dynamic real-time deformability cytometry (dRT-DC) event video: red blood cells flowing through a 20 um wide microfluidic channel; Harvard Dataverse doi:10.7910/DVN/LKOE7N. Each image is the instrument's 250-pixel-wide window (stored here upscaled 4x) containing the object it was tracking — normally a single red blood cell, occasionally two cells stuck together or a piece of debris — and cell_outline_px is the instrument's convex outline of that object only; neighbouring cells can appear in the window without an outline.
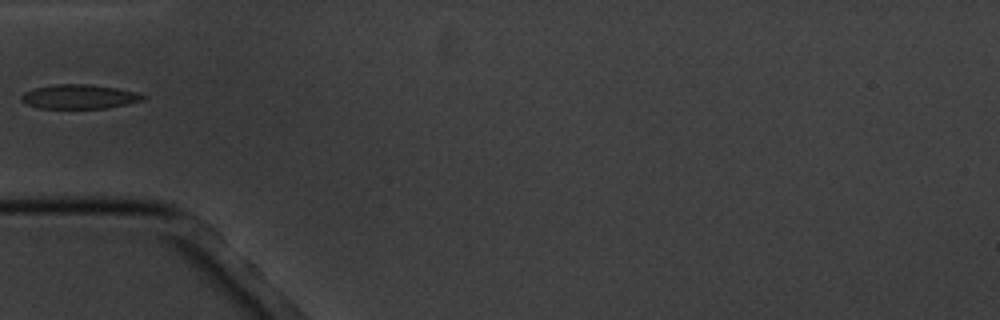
{"species": "common noctule bat (a hibernating species)", "species_latin": "Nyctalus noctula", "temperature_condition": "cold", "stored_images_in_passage": 5, "camera_frame_rate_fps": 3000, "um_per_image_px": 0.085, "animal": {"sex": "male", "body_mass_g": 20.1, "forearm_length_mm": 53.5}, "frame": {"image": 1, "passage_image": 5, "time_ms": 4.333, "image_size_px": [1000, 320], "cell_outline_px": [[144, 100], [104, 108], [36, 108], [24, 104], [20, 100], [20, 96], [24, 92], [32, 88], [52, 84], [88, 84], [116, 88], [136, 92], [144, 96]], "centroid_in_image_um": [6.62, 8.21], "position_along_channel_um": 78.4, "area_um2": 17.22}}